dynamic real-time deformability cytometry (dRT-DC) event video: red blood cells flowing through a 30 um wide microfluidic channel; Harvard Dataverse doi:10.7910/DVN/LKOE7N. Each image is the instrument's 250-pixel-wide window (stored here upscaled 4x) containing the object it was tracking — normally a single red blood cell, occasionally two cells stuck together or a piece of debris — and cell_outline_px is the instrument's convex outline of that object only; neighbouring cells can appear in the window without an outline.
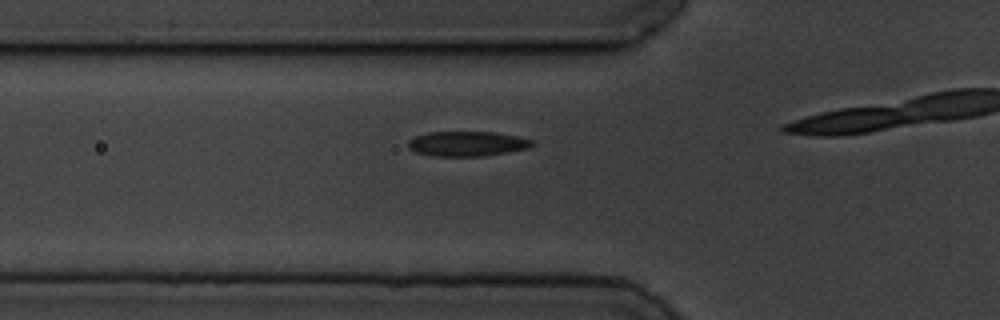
{"species": "common noctule bat (a hibernating species)", "species_latin": "Nyctalus noctula", "temperature_condition": "cold", "stored_images_in_passage": 5, "camera_frame_rate_fps": 3000, "um_per_image_px": 0.085, "animal": {"sex": "male", "body_mass_g": 19.5, "forearm_length_mm": 54.6}, "frame": {"image": 1, "passage_image": 5, "time_ms": 4.667, "image_size_px": [1000, 320], "cell_outline_px": [[536, 144], [528, 148], [484, 156], [436, 156], [416, 152], [408, 148], [408, 140], [416, 136], [428, 132], [496, 132], [516, 136], [532, 140]], "centroid_in_image_um": [39.7, 12.21], "position_along_channel_um": 86.1, "area_um2": 17.92}}